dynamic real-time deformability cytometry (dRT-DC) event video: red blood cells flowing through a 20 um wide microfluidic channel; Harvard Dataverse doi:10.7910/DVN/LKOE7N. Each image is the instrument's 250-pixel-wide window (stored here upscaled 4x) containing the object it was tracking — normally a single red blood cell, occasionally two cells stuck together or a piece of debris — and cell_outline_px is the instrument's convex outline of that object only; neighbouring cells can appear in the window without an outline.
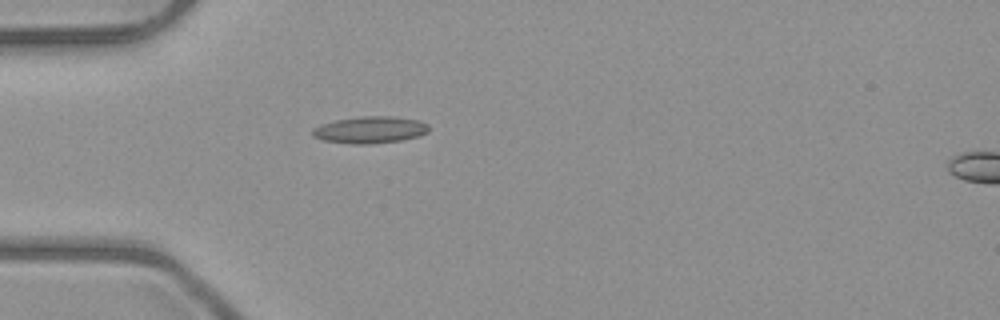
{"species": "common noctule bat (a hibernating species)", "species_latin": "Nyctalus noctula", "temperature_condition": "room temperature", "stored_images_in_passage": 4, "camera_frame_rate_fps": 3000, "um_per_image_px": 0.085, "animal": {"sex": "male", "body_mass_g": 23.1, "forearm_length_mm": 52.7}, "frame": {"image": 1, "passage_image": 4, "time_ms": 3.667, "image_size_px": [1000, 320], "cell_outline_px": [[428, 132], [420, 136], [400, 140], [368, 144], [352, 144], [324, 140], [312, 136], [312, 128], [320, 124], [336, 120], [360, 116], [392, 116], [420, 120], [428, 124]], "centroid_in_image_um": [31.46, 11.03], "position_along_channel_um": 53.5, "area_um2": 18.26}}